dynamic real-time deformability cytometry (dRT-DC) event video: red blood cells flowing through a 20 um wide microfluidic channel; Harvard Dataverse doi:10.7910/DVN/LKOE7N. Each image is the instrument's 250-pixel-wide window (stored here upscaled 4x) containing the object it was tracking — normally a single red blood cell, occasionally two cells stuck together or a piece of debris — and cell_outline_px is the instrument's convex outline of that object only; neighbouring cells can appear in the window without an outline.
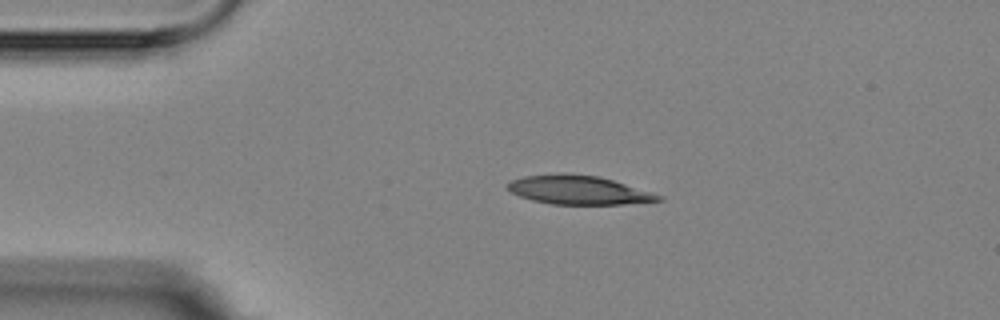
{"species": "Egyptian fruit bat (a non-hibernating species)", "species_latin": "Rousettus aegyptiacus", "temperature_condition": "room temperature", "stored_images_in_passage": 3, "camera_frame_rate_fps": 3000, "um_per_image_px": 0.085, "animal": {"sex": "female"}, "frame": {"image": 1, "passage_image": 2, "time_ms": 1.333, "image_size_px": [1000, 320], "cell_outline_px": [[664, 200], [620, 204], [552, 204], [532, 200], [520, 196], [504, 188], [512, 180], [524, 176], [560, 172], [564, 172], [596, 176], [612, 180], [652, 192], [664, 196]], "centroid_in_image_um": [49.15, 16.14], "position_along_channel_um": 35.9, "area_um2": 25.32}}